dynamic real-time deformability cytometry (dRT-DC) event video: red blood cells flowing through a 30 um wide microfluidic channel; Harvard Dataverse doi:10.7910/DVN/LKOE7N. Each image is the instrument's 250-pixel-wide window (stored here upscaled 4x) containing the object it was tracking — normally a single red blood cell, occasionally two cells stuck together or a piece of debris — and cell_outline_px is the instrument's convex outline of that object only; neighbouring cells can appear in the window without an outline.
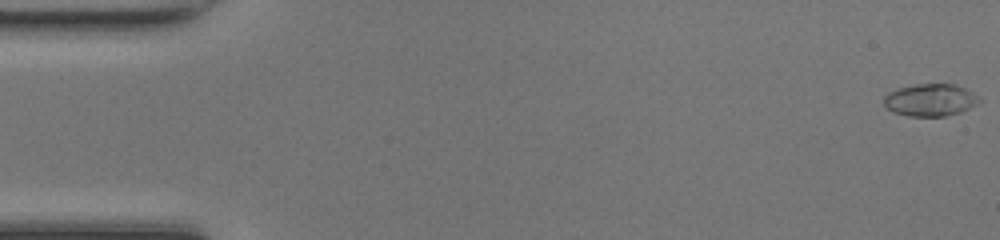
{"species": "common noctule bat (a hibernating species)", "species_latin": "Nyctalus noctula", "temperature_condition": "room temperature", "stored_images_in_passage": 49, "camera_frame_rate_fps": 3000, "um_per_image_px": 0.085, "animal": {"sex": "female", "body_mass_g": 17.0, "forearm_length_mm": 48.0}, "frame": {"image": 1, "passage_image": 1, "time_ms": 0.0, "image_size_px": [1000, 240], "cell_outline_px": [[980, 100], [976, 104], [960, 112], [944, 116], [908, 116], [892, 112], [884, 104], [884, 96], [888, 92], [896, 88], [912, 84], [956, 84], [972, 92]], "centroid_in_image_um": [79.02, 8.49], "position_along_channel_um": 6.0, "area_um2": 17.92}}
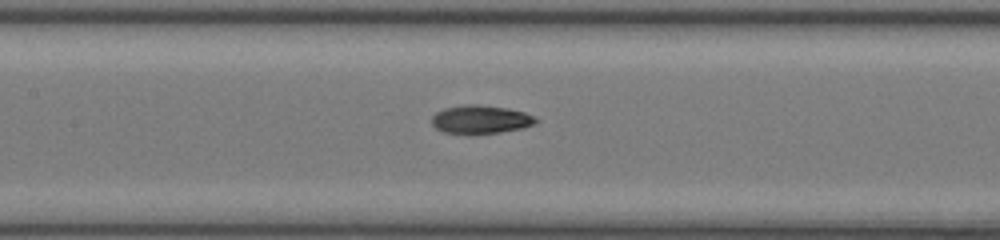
{"frame": {"image": 2, "passage_image": 23, "time_ms": 7.333, "image_size_px": [1000, 240], "cell_outline_px": [[540, 120], [536, 124], [520, 128], [500, 132], [468, 136], [444, 132], [436, 128], [432, 124], [432, 116], [436, 112], [444, 108], [468, 104], [476, 104], [508, 108], [524, 112]], "centroid_in_image_um": [40.83, 10.18], "position_along_channel_um": 166.6, "area_um2": 17.57}}
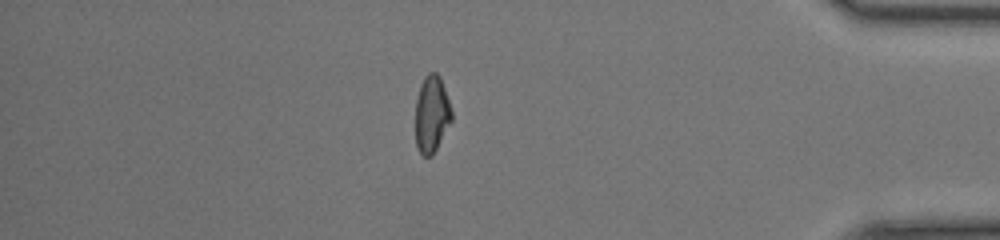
{"frame": {"image": 3, "passage_image": 42, "time_ms": 13.667, "image_size_px": [1000, 240], "cell_outline_px": [[452, 120], [432, 156], [424, 156], [416, 148], [416, 100], [420, 84], [424, 76], [428, 72], [436, 72], [440, 76], [452, 112]], "centroid_in_image_um": [36.68, 9.68], "position_along_channel_um": 398.5, "area_um2": 16.18}, "authors_computed_cell_mechanics": {"area_um2": 16.9354, "velocity_mm_per_s": 4.3147, "shape_relaxation_time_tau1_ms": 6.1786, "shape_relaxation_time_tau2_ms": 2.6722, "deformation_change_tau1": 0.2082, "deformation_change_tau2": 0.0749}}